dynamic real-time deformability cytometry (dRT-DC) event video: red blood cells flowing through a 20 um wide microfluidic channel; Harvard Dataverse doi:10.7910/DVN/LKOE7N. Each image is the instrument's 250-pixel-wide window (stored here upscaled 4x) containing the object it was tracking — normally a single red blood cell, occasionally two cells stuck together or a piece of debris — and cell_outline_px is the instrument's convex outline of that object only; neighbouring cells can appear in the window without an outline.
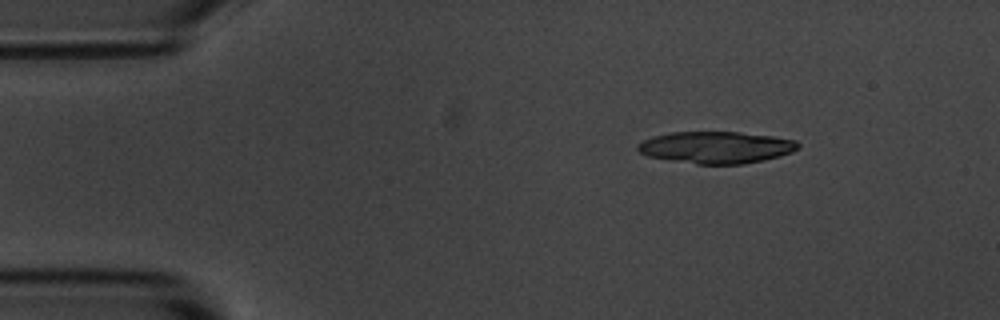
{"species": "common noctule bat (a hibernating species)", "species_latin": "Nyctalus noctula", "temperature_condition": "room temperature", "stored_images_in_passage": 9, "camera_frame_rate_fps": 3000, "um_per_image_px": 0.085, "animal": {"sex": "male", "body_mass_g": 20.1, "forearm_length_mm": 53.5}, "frame": {"image": 1, "passage_image": 2, "time_ms": 1.333, "image_size_px": [1000, 320], "cell_outline_px": [[800, 148], [792, 152], [780, 156], [764, 160], [744, 164], [696, 164], [648, 156], [640, 152], [636, 148], [636, 144], [652, 136], [672, 132], [740, 132], [772, 136], [796, 140], [800, 144]], "centroid_in_image_um": [60.89, 12.52], "position_along_channel_um": 24.1, "area_um2": 29.88}}
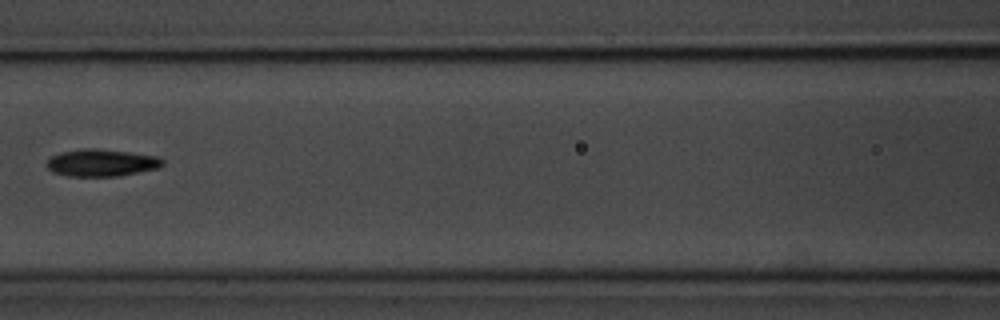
{"frame": {"image": 2, "passage_image": 7, "time_ms": 7.0, "image_size_px": [1000, 320], "cell_outline_px": [[164, 164], [160, 168], [120, 176], [68, 176], [52, 172], [48, 168], [48, 160], [52, 156], [60, 152], [80, 148], [96, 148], [128, 152], [156, 156], [164, 160]], "centroid_in_image_um": [8.64, 13.83], "position_along_channel_um": 158.0, "area_um2": 18.44}}
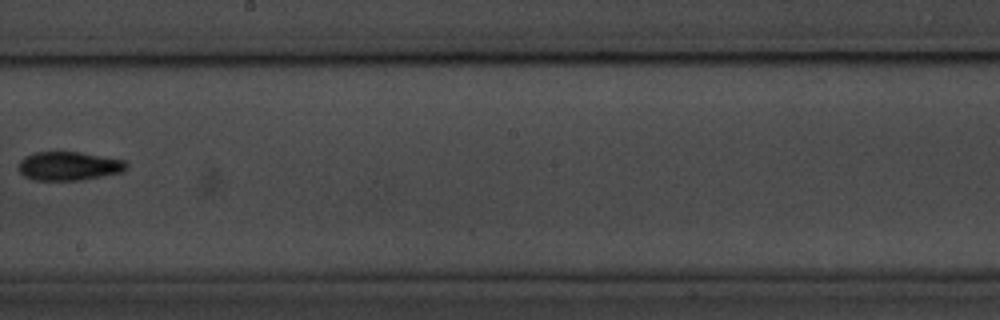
{"frame": {"image": 3, "passage_image": 9, "time_ms": 9.333, "image_size_px": [1000, 320], "cell_outline_px": [[128, 168], [120, 172], [84, 180], [36, 180], [24, 176], [16, 168], [20, 160], [24, 156], [36, 152], [80, 152], [124, 160], [128, 164]], "centroid_in_image_um": [5.82, 14.11], "position_along_channel_um": 242.4, "area_um2": 18.15}}